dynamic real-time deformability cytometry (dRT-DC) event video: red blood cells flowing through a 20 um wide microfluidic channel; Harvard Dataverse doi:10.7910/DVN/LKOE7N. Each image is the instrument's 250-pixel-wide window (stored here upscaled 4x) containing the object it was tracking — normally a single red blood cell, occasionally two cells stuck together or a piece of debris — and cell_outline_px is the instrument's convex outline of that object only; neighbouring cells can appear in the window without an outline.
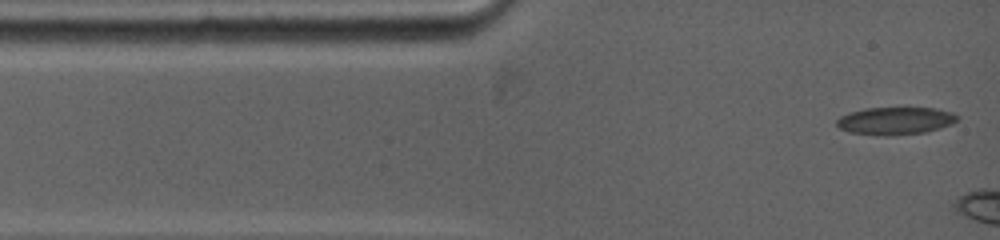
{"species": "common noctule bat (a hibernating species)", "species_latin": "Nyctalus noctula", "temperature_condition": "warm", "stored_images_in_passage": 3, "camera_frame_rate_fps": 5000, "um_per_image_px": 0.085, "animal": {"sex": "female", "body_mass_g": 19.0, "forearm_length_mm": 53.3}, "frame": {"image": 1, "passage_image": 1, "time_ms": 0.0, "image_size_px": [1000, 240], "cell_outline_px": [[960, 116], [952, 124], [940, 128], [924, 132], [892, 136], [888, 136], [848, 132], [840, 128], [836, 124], [836, 120], [840, 116], [848, 112], [864, 108], [936, 108], [952, 112]], "centroid_in_image_um": [76.09, 10.26], "position_along_channel_um": 8.9, "area_um2": 19.48}}